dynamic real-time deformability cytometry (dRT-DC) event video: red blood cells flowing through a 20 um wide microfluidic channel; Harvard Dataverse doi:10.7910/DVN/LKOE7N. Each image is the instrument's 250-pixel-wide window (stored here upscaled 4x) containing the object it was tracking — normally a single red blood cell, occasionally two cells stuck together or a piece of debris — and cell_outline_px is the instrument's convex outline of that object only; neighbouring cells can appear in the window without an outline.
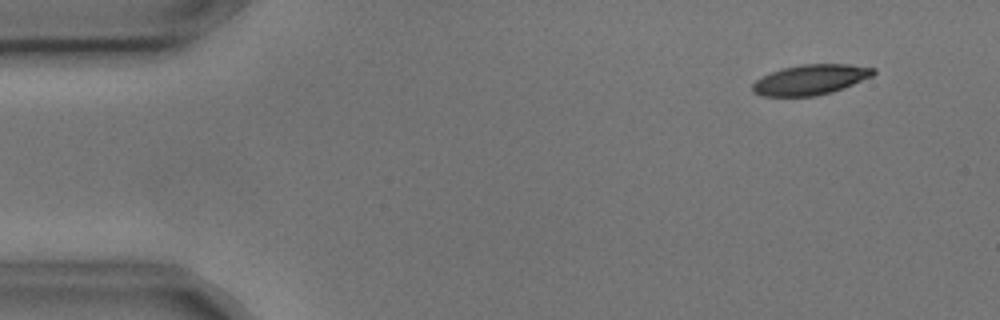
{"species": "common noctule bat (a hibernating species)", "species_latin": "Nyctalus noctula", "temperature_condition": "cold", "stored_images_in_passage": 6, "camera_frame_rate_fps": 3000, "um_per_image_px": 0.085, "animal": {"sex": "male", "body_mass_g": 17.9, "forearm_length_mm": 54.2}, "frame": {"image": 1, "passage_image": 2, "time_ms": 0.333, "image_size_px": [1000, 320], "cell_outline_px": [[876, 72], [872, 76], [844, 88], [832, 92], [812, 96], [764, 96], [752, 92], [752, 84], [756, 80], [772, 72], [784, 68], [800, 64], [848, 64], [876, 68]], "centroid_in_image_um": [68.91, 6.77], "position_along_channel_um": 16.1, "area_um2": 21.15}}